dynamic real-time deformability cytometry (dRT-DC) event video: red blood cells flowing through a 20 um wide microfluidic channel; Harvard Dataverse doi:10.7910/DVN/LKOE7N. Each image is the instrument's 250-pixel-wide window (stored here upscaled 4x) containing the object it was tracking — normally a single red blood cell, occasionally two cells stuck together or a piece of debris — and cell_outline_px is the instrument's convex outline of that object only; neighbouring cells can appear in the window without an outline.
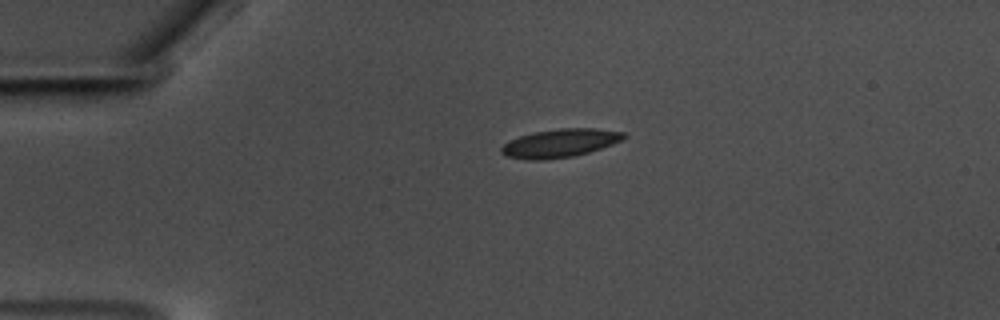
{"species": "common noctule bat (a hibernating species)", "species_latin": "Nyctalus noctula", "temperature_condition": "warm", "stored_images_in_passage": 45, "camera_frame_rate_fps": 3000, "um_per_image_px": 0.085, "animal": {"sex": "male", "body_mass_g": 17.5, "forearm_length_mm": 52.3}, "frame": {"image": 1, "passage_image": 1, "time_ms": 0.0, "image_size_px": [1000, 320], "cell_outline_px": [[628, 136], [612, 144], [588, 152], [572, 156], [548, 160], [528, 160], [508, 156], [500, 152], [500, 148], [508, 140], [532, 132], [560, 128], [596, 128], [628, 132]], "centroid_in_image_um": [47.6, 12.15], "position_along_channel_um": 37.4, "area_um2": 20.35}}
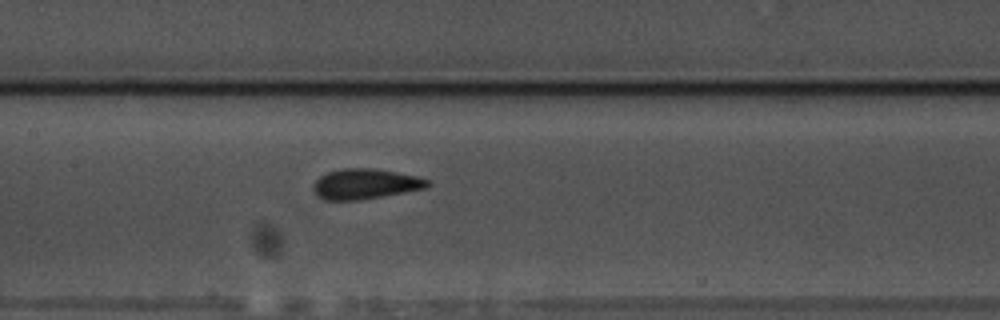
{"frame": {"image": 2, "passage_image": 16, "time_ms": 5.0, "image_size_px": [1000, 320], "cell_outline_px": [[432, 184], [428, 188], [360, 200], [324, 200], [316, 196], [312, 188], [312, 184], [320, 176], [328, 172], [344, 168], [372, 168], [396, 172], [416, 176], [428, 180]], "centroid_in_image_um": [31.03, 15.64], "position_along_channel_um": 176.4, "area_um2": 20.29}}
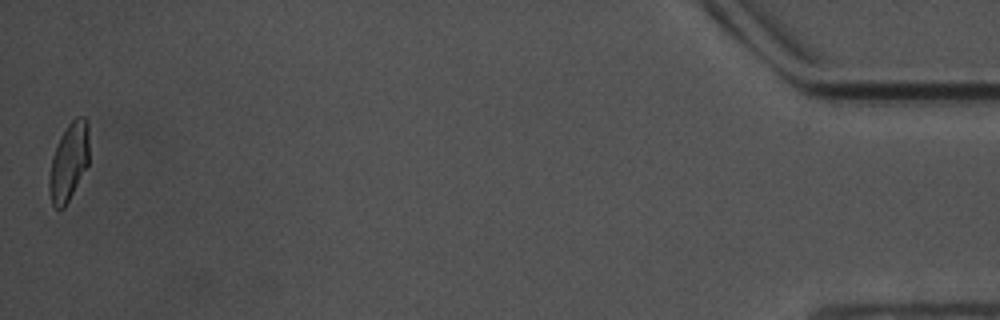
{"frame": {"image": 3, "passage_image": 45, "time_ms": 14.667, "image_size_px": [1000, 320], "cell_outline_px": [[88, 164], [64, 208], [56, 208], [52, 204], [48, 192], [48, 180], [52, 156], [60, 136], [68, 124], [76, 116], [84, 116], [88, 120]], "centroid_in_image_um": [5.83, 13.73], "position_along_channel_um": 429.4, "area_um2": 18.09}, "authors_computed_cell_mechanics": {"area_um2": 19.363, "velocity_mm_per_s": 3.56, "shape_relaxation_time_tau1_ms": 3.6879, "shape_relaxation_time_tau2_ms": 0.6193, "deformation_change_tau1": 0.1266, "deformation_change_tau2": 0.053}}